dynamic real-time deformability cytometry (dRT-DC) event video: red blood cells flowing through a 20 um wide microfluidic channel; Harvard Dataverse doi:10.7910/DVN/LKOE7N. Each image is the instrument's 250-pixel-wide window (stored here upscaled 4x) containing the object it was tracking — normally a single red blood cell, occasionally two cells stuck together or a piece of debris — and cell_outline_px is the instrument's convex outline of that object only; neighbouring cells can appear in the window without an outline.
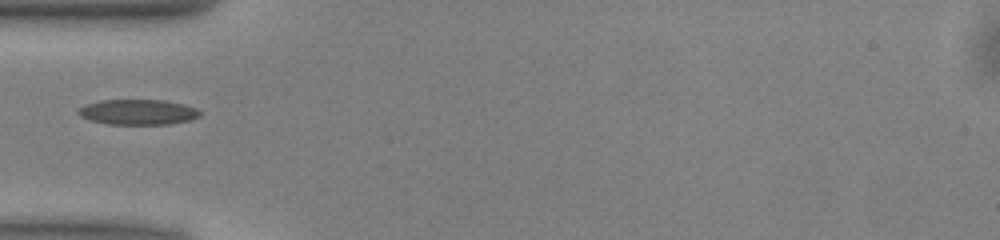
{"species": "common noctule bat (a hibernating species)", "species_latin": "Nyctalus noctula", "temperature_condition": "warm", "stored_images_in_passage": 36, "camera_frame_rate_fps": 3000, "um_per_image_px": 0.085, "animal": {"sex": "male", "body_mass_g": 13.0, "forearm_length_mm": 53.1}, "frame": {"image": 1, "passage_image": 1, "time_ms": 0.0, "image_size_px": [1000, 240], "cell_outline_px": [[200, 116], [192, 120], [172, 124], [108, 124], [92, 120], [80, 116], [76, 112], [84, 104], [100, 100], [164, 100], [184, 104], [196, 108], [200, 112]], "centroid_in_image_um": [11.74, 9.52], "position_along_channel_um": 73.3, "area_um2": 18.03}}
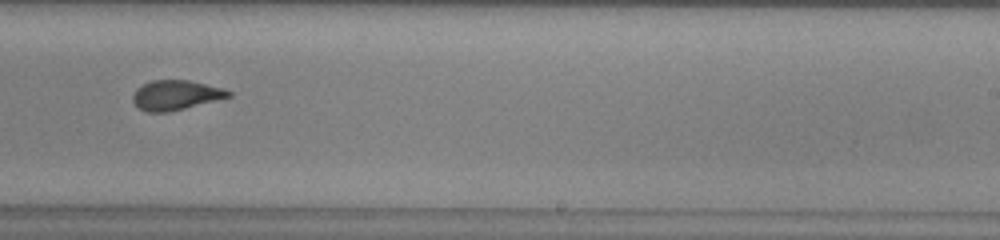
{"frame": {"image": 2, "passage_image": 16, "time_ms": 5.0, "image_size_px": [1000, 240], "cell_outline_px": [[232, 96], [168, 112], [148, 112], [140, 108], [132, 100], [132, 96], [136, 88], [152, 80], [188, 80], [224, 88], [232, 92]], "centroid_in_image_um": [14.94, 8.07], "position_along_channel_um": 274.1, "area_um2": 16.42}}